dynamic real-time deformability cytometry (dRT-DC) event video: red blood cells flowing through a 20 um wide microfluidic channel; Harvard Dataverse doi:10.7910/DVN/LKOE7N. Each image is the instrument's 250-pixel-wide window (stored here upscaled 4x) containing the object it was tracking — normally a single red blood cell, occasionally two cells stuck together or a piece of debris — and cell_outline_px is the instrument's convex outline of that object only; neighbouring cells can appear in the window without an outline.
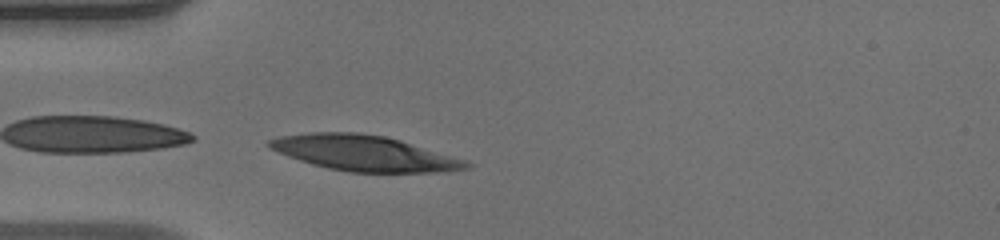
{"species": "human", "species_latin": "Homo sapiens", "temperature_condition": "warm", "stored_images_in_passage": 14, "camera_frame_rate_fps": 3000, "um_per_image_px": 0.085, "donor": {"sex": "male"}, "frame": {"image": 1, "passage_image": 1, "time_ms": 0.0, "image_size_px": [1000, 240], "cell_outline_px": [[472, 168], [440, 172], [348, 172], [328, 168], [312, 164], [288, 156], [268, 148], [264, 144], [268, 140], [280, 136], [308, 132], [360, 132], [384, 136], [400, 140], [464, 160], [472, 164]], "centroid_in_image_um": [30.9, 13.01], "position_along_channel_um": 54.1, "area_um2": 40.63}}
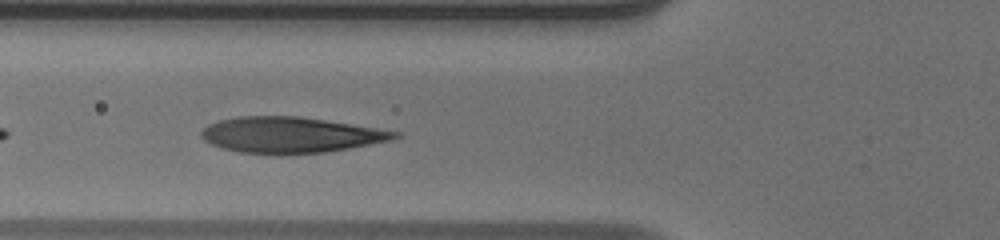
{"frame": {"image": 2, "passage_image": 5, "time_ms": 1.333, "image_size_px": [1000, 240], "cell_outline_px": [[400, 136], [392, 140], [348, 148], [324, 152], [280, 156], [240, 152], [224, 148], [212, 144], [204, 140], [200, 136], [200, 132], [208, 124], [220, 120], [240, 116], [300, 116], [376, 128], [400, 132]], "centroid_in_image_um": [24.67, 11.48], "position_along_channel_um": 101.1, "area_um2": 40.58}}
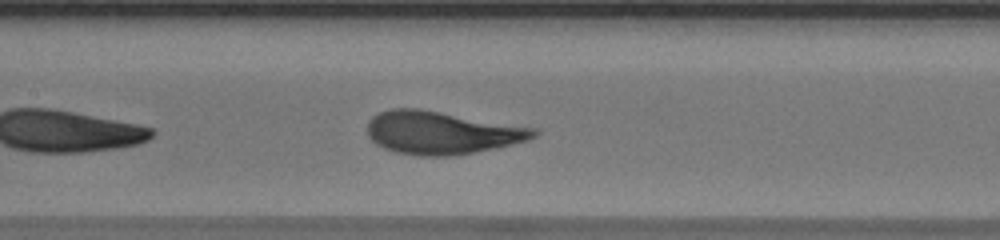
{"frame": {"image": 3, "passage_image": 10, "time_ms": 3.0, "image_size_px": [1000, 240], "cell_outline_px": [[540, 132], [536, 136], [528, 140], [512, 144], [452, 156], [420, 156], [396, 152], [384, 148], [376, 144], [368, 136], [368, 120], [372, 116], [380, 112], [392, 108], [420, 108], [540, 128]], "centroid_in_image_um": [37.56, 11.26], "position_along_channel_um": 169.8, "area_um2": 41.91}}